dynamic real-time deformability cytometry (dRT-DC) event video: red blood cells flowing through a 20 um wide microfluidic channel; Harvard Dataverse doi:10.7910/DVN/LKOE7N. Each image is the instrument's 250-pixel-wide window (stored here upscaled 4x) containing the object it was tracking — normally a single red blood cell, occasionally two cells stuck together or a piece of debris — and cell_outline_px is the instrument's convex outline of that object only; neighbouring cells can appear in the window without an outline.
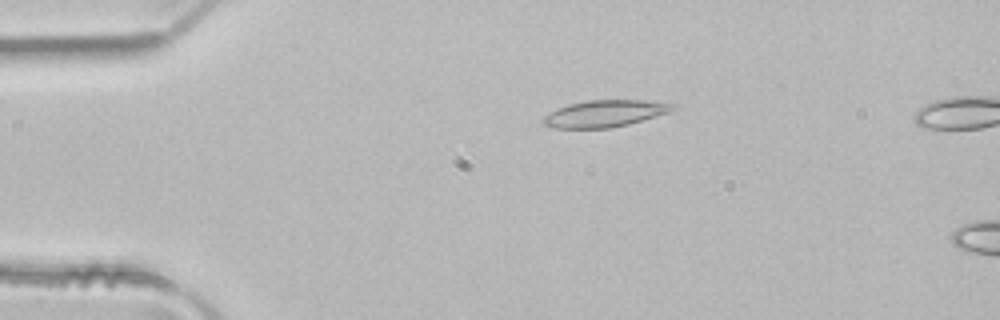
{"species": "common noctule bat (a hibernating species)", "species_latin": "Nyctalus noctula", "temperature_condition": "room temperature", "stored_images_in_passage": 4, "camera_frame_rate_fps": 3000, "um_per_image_px": 0.085, "animal": {"sex": "male", "body_mass_g": 21.5, "forearm_length_mm": 52.0}, "frame": {"image": 1, "passage_image": 3, "time_ms": 0.667, "image_size_px": [1000, 320], "cell_outline_px": [[676, 108], [668, 112], [656, 116], [628, 124], [608, 128], [556, 128], [544, 124], [544, 116], [556, 108], [568, 104], [588, 100], [640, 100], [676, 104]], "centroid_in_image_um": [51.4, 9.64], "position_along_channel_um": 33.6, "area_um2": 20.0}}